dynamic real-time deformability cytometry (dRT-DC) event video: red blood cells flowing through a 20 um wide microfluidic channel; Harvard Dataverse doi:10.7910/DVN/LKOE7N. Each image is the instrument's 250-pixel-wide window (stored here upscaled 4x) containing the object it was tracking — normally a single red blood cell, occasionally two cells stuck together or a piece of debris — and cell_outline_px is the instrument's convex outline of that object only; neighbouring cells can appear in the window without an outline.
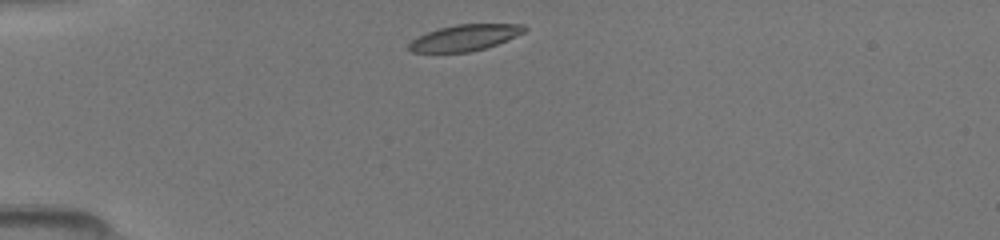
{"species": "common noctule bat (a hibernating species)", "species_latin": "Nyctalus noctula", "temperature_condition": "room temperature", "stored_images_in_passage": 37, "camera_frame_rate_fps": 3000, "um_per_image_px": 0.085, "animal": {"sex": "female", "body_mass_g": 19.5, "forearm_length_mm": 54.1}, "frame": {"image": 1, "passage_image": 1, "time_ms": 0.0, "image_size_px": [1000, 240], "cell_outline_px": [[528, 28], [524, 32], [516, 36], [496, 44], [484, 48], [468, 52], [412, 52], [408, 48], [408, 44], [412, 40], [428, 32], [440, 28], [456, 24], [524, 24]], "centroid_in_image_um": [39.53, 3.19], "position_along_channel_um": 45.5, "area_um2": 17.34}}
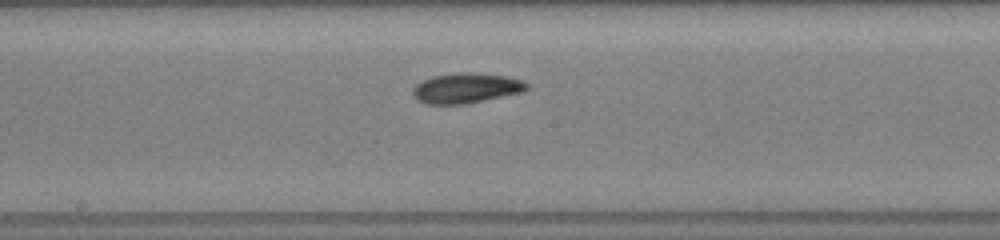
{"frame": {"image": 2, "passage_image": 15, "time_ms": 4.667, "image_size_px": [1000, 240], "cell_outline_px": [[528, 88], [524, 92], [464, 104], [424, 104], [416, 100], [412, 96], [412, 88], [416, 84], [432, 76], [460, 72], [504, 76], [524, 80], [528, 84]], "centroid_in_image_um": [39.59, 7.5], "position_along_channel_um": 208.6, "area_um2": 20.0}}
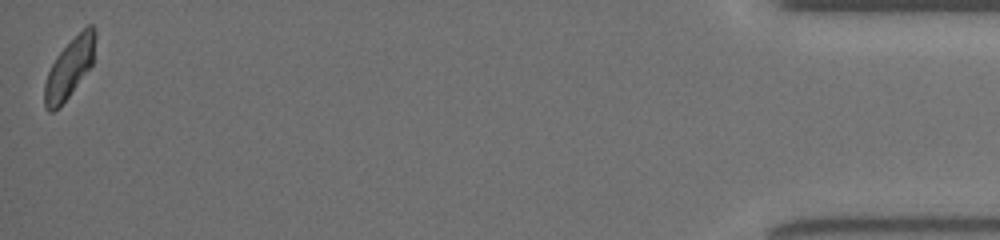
{"frame": {"image": 3, "passage_image": 37, "time_ms": 12.0, "image_size_px": [1000, 240], "cell_outline_px": [[96, 36], [92, 64], [68, 96], [52, 112], [48, 112], [44, 108], [44, 84], [48, 72], [56, 56], [88, 24], [92, 24], [96, 28]], "centroid_in_image_um": [5.9, 5.77], "position_along_channel_um": 429.3, "area_um2": 17.11}}